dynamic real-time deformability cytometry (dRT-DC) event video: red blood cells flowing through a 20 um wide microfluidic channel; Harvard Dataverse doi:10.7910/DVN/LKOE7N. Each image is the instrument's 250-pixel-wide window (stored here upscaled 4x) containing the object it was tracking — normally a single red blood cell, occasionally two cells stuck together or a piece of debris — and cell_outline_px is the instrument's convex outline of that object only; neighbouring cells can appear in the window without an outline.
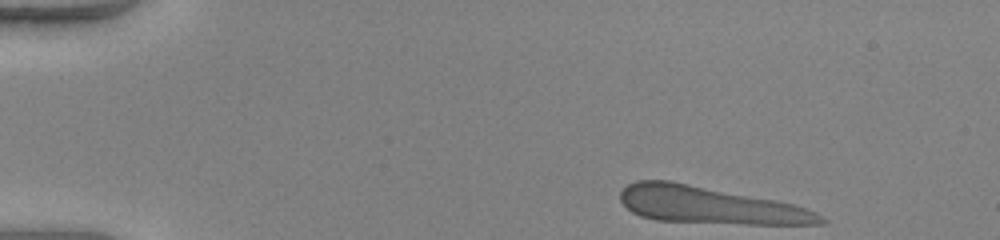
{"species": "human", "species_latin": "Homo sapiens", "temperature_condition": "warm", "stored_images_in_passage": 44, "camera_frame_rate_fps": 3000, "um_per_image_px": 0.085, "donor": {"sex": "female"}, "frame": {"image": 1, "passage_image": 1, "time_ms": 0.0, "image_size_px": [1000, 240], "cell_outline_px": [[828, 220], [824, 224], [748, 224], [656, 220], [640, 216], [632, 212], [620, 200], [620, 192], [628, 184], [636, 180], [672, 180], [776, 200], [792, 204], [816, 212]], "centroid_in_image_um": [60.32, 17.43], "position_along_channel_um": 24.7, "area_um2": 43.29}}
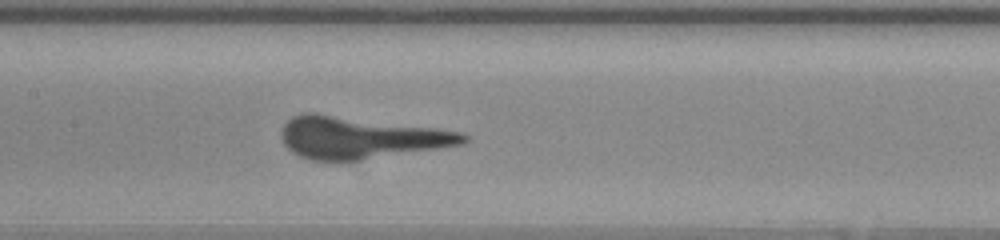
{"frame": {"image": 2, "passage_image": 19, "time_ms": 6.0, "image_size_px": [1000, 240], "cell_outline_px": [[468, 140], [464, 144], [348, 164], [308, 160], [292, 152], [284, 144], [280, 136], [280, 128], [292, 116], [304, 112], [316, 112], [436, 128], [460, 132], [468, 136]], "centroid_in_image_um": [30.59, 11.74], "position_along_channel_um": 176.8, "area_um2": 46.12}}
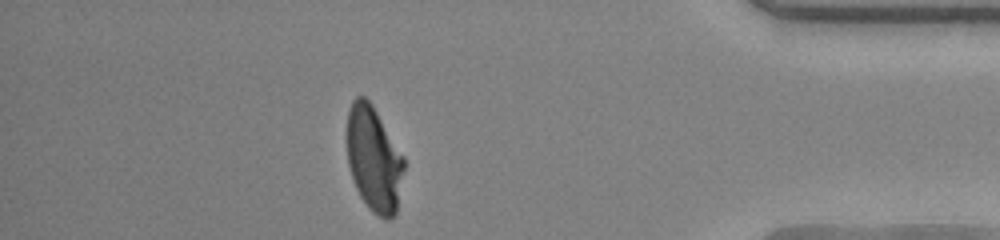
{"frame": {"image": 3, "passage_image": 38, "time_ms": 12.333, "image_size_px": [1000, 240], "cell_outline_px": [[404, 168], [396, 212], [388, 220], [384, 220], [372, 212], [368, 208], [360, 196], [352, 180], [348, 164], [348, 112], [352, 100], [356, 96], [364, 96], [372, 104], [404, 156]], "centroid_in_image_um": [31.78, 13.53], "position_along_channel_um": 403.4, "area_um2": 34.85}}